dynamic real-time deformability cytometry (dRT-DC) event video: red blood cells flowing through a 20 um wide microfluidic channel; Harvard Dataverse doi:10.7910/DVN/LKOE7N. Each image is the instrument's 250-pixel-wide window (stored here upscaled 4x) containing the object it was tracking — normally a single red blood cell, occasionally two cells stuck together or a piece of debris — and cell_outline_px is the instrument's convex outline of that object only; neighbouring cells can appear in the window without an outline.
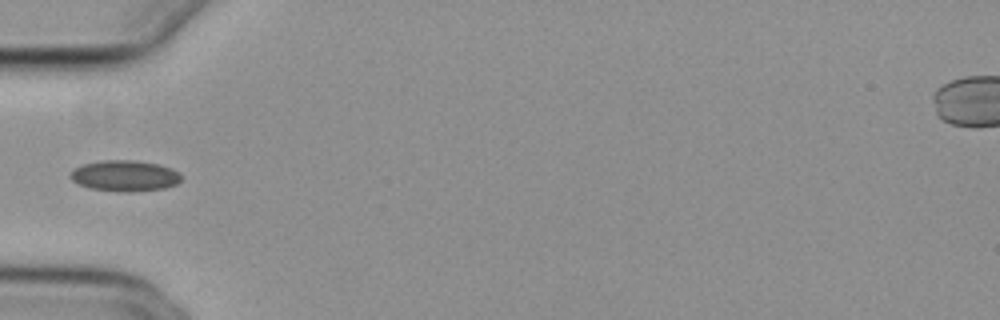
{"species": "common noctule bat (a hibernating species)", "species_latin": "Nyctalus noctula", "temperature_condition": "cold", "stored_images_in_passage": 36, "camera_frame_rate_fps": 3000, "um_per_image_px": 0.085, "animal": {"sex": "female", "body_mass_g": 29.2, "forearm_length_mm": 56.3}, "frame": {"image": 1, "passage_image": 1, "time_ms": 0.0, "image_size_px": [1000, 320], "cell_outline_px": [[180, 180], [176, 184], [164, 188], [132, 192], [116, 192], [88, 188], [72, 180], [68, 176], [76, 168], [84, 164], [100, 160], [136, 160], [156, 164], [172, 168], [180, 172]], "centroid_in_image_um": [10.6, 14.95], "position_along_channel_um": 74.4, "area_um2": 20.06}}
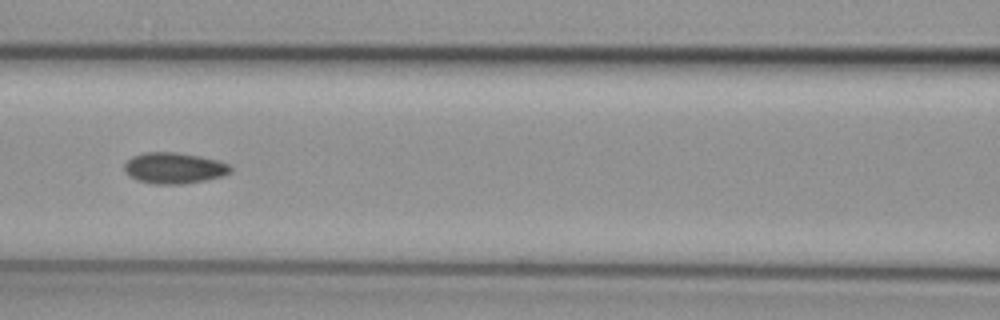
{"frame": {"image": 2, "passage_image": 7, "time_ms": 2.0, "image_size_px": [1000, 320], "cell_outline_px": [[232, 172], [220, 176], [204, 180], [184, 184], [152, 184], [136, 180], [128, 176], [124, 172], [124, 164], [132, 156], [144, 152], [176, 152], [200, 156], [216, 160], [228, 164], [232, 168]], "centroid_in_image_um": [14.75, 14.29], "position_along_channel_um": 151.9, "area_um2": 19.31}}
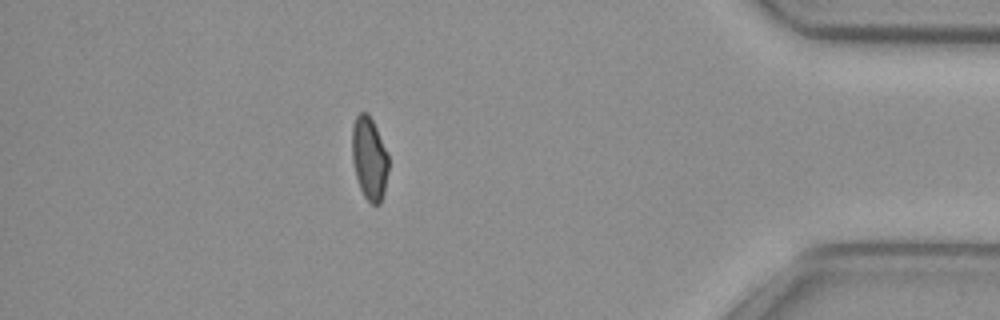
{"frame": {"image": 3, "passage_image": 30, "time_ms": 9.667, "image_size_px": [1000, 320], "cell_outline_px": [[388, 172], [384, 192], [380, 204], [372, 204], [364, 196], [360, 188], [356, 176], [352, 160], [352, 128], [356, 116], [360, 112], [368, 112], [388, 152]], "centroid_in_image_um": [31.39, 13.45], "position_along_channel_um": 403.8, "area_um2": 17.63}}